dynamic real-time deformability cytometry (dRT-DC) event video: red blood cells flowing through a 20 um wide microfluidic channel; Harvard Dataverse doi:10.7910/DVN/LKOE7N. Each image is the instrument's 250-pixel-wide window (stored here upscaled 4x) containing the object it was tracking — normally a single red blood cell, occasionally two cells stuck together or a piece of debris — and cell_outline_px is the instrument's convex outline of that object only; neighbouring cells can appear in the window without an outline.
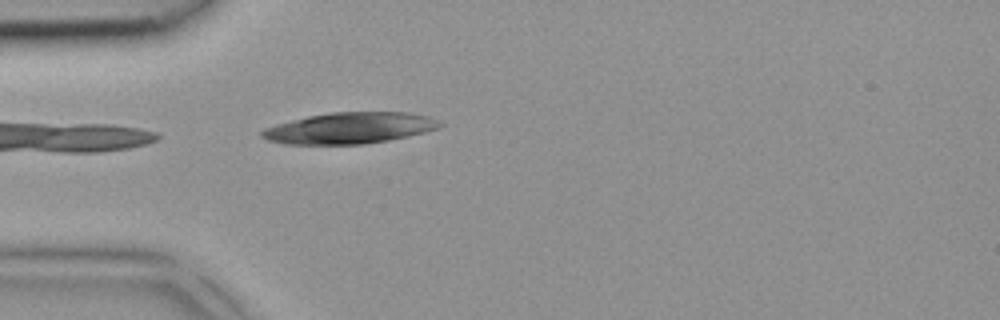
{"species": "common noctule bat (a hibernating species)", "species_latin": "Nyctalus noctula", "temperature_condition": "room temperature", "stored_images_in_passage": 1, "camera_frame_rate_fps": 3000, "um_per_image_px": 0.085, "animal": {"sex": "female", "body_mass_g": 18.4}, "frame": {"image": 1, "passage_image": 1, "time_ms": 0.0, "image_size_px": [1000, 320], "cell_outline_px": [[444, 124], [440, 128], [408, 136], [388, 140], [364, 144], [284, 144], [268, 140], [260, 136], [260, 132], [264, 128], [276, 124], [308, 116], [332, 112], [408, 112], [428, 116]], "centroid_in_image_um": [29.72, 10.88], "position_along_channel_um": 55.3, "area_um2": 32.31}}